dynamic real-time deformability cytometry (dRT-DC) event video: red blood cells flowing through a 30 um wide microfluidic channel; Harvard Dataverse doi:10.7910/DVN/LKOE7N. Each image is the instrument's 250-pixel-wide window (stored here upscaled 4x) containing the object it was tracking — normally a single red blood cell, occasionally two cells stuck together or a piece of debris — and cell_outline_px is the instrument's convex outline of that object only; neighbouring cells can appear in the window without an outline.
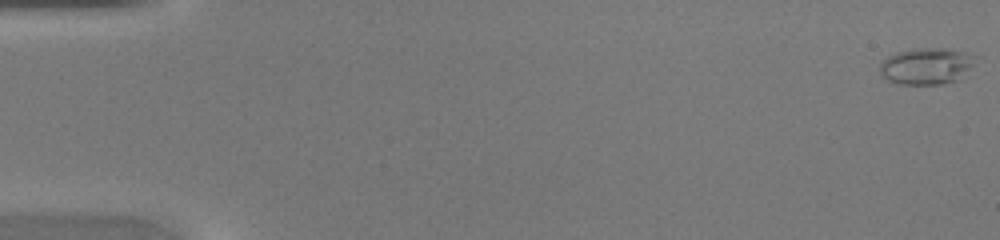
{"species": "common noctule bat (a hibernating species)", "species_latin": "Nyctalus noctula", "temperature_condition": "warm", "stored_images_in_passage": 42, "camera_frame_rate_fps": 3000, "um_per_image_px": 0.085, "animal": {"sex": "female", "body_mass_g": 20.0, "forearm_length_mm": 54.0}, "frame": {"image": 1, "passage_image": 1, "time_ms": 0.0, "image_size_px": [1000, 240], "cell_outline_px": [[980, 56], [960, 80], [940, 84], [896, 84], [888, 80], [880, 72], [880, 60], [896, 52], [916, 48], [944, 48], [968, 52]], "centroid_in_image_um": [78.79, 5.6], "position_along_channel_um": 6.2, "area_um2": 20.75}}
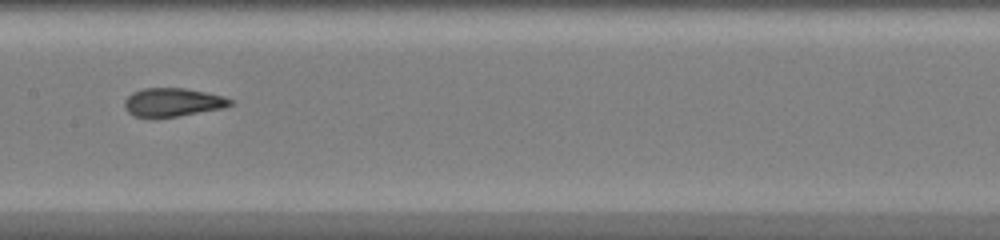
{"frame": {"image": 2, "passage_image": 24, "time_ms": 7.667, "image_size_px": [1000, 240], "cell_outline_px": [[232, 104], [224, 108], [176, 116], [136, 116], [128, 112], [124, 108], [124, 100], [132, 92], [144, 88], [184, 88], [224, 96], [232, 100]], "centroid_in_image_um": [14.67, 8.67], "position_along_channel_um": 192.7, "area_um2": 17.22}}
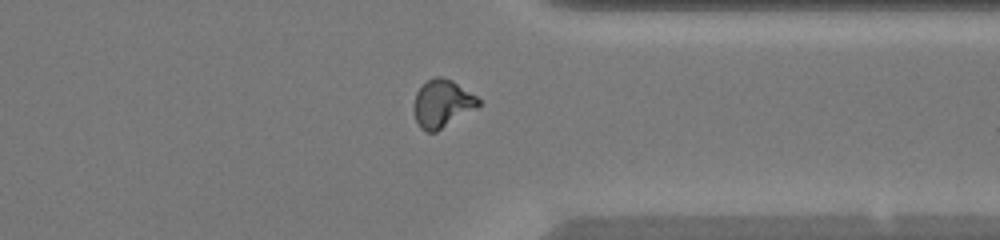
{"frame": {"image": 3, "passage_image": 36, "time_ms": 11.667, "image_size_px": [1000, 240], "cell_outline_px": [[480, 104], [476, 108], [436, 132], [428, 132], [420, 128], [416, 120], [412, 108], [412, 104], [416, 92], [428, 80], [436, 76], [440, 76], [452, 80], [476, 96], [480, 100]], "centroid_in_image_um": [37.55, 8.81], "position_along_channel_um": 373.8, "area_um2": 17.92}}